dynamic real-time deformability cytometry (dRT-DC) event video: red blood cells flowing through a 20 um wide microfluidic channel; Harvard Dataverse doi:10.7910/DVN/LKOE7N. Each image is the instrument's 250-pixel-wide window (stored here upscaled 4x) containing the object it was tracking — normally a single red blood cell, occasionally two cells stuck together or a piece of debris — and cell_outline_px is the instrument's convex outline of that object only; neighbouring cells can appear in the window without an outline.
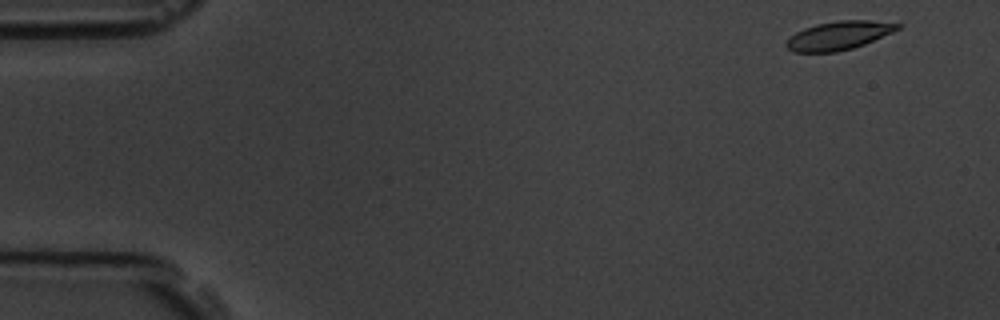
{"species": "common noctule bat (a hibernating species)", "species_latin": "Nyctalus noctula", "temperature_condition": "room temperature", "stored_images_in_passage": 8, "camera_frame_rate_fps": 3000, "um_per_image_px": 0.085, "animal": {"sex": "male", "body_mass_g": 19.5, "forearm_length_mm": 54.6}, "frame": {"image": 1, "passage_image": 1, "time_ms": 0.0, "image_size_px": [1000, 320], "cell_outline_px": [[904, 24], [900, 28], [892, 32], [864, 44], [852, 48], [836, 52], [792, 52], [784, 44], [796, 32], [804, 28], [816, 24], [840, 20], [872, 20]], "centroid_in_image_um": [71.31, 3.01], "position_along_channel_um": 13.7, "area_um2": 18.44}}